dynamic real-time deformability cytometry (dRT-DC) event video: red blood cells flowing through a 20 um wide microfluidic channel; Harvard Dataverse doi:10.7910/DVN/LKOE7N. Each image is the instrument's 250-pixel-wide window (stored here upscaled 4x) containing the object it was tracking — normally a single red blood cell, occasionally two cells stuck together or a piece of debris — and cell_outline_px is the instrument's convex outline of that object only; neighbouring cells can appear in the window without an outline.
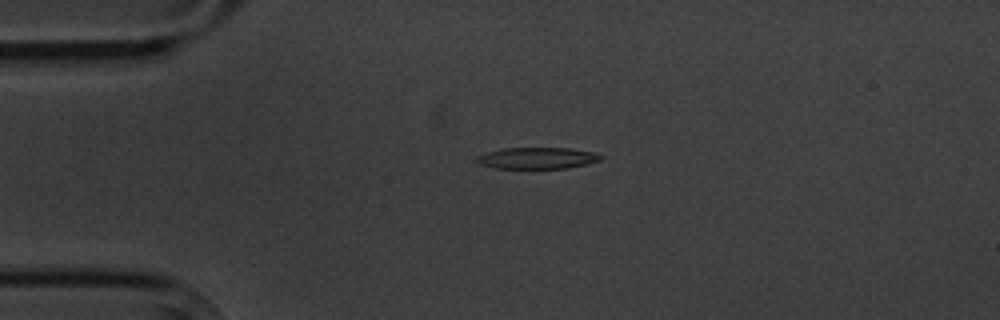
{"species": "common noctule bat (a hibernating species)", "species_latin": "Nyctalus noctula", "temperature_condition": "cold", "stored_images_in_passage": 1, "camera_frame_rate_fps": 3000, "um_per_image_px": 0.085, "animal": {"sex": "male", "body_mass_g": 20.1, "forearm_length_mm": 53.5}, "frame": {"image": 1, "passage_image": 1, "time_ms": 0.0, "image_size_px": [1000, 320], "cell_outline_px": [[604, 156], [600, 160], [568, 168], [496, 168], [480, 164], [476, 160], [476, 156], [488, 152], [504, 148], [572, 148], [596, 152]], "centroid_in_image_um": [45.7, 13.43], "position_along_channel_um": 39.3, "area_um2": 15.43}}